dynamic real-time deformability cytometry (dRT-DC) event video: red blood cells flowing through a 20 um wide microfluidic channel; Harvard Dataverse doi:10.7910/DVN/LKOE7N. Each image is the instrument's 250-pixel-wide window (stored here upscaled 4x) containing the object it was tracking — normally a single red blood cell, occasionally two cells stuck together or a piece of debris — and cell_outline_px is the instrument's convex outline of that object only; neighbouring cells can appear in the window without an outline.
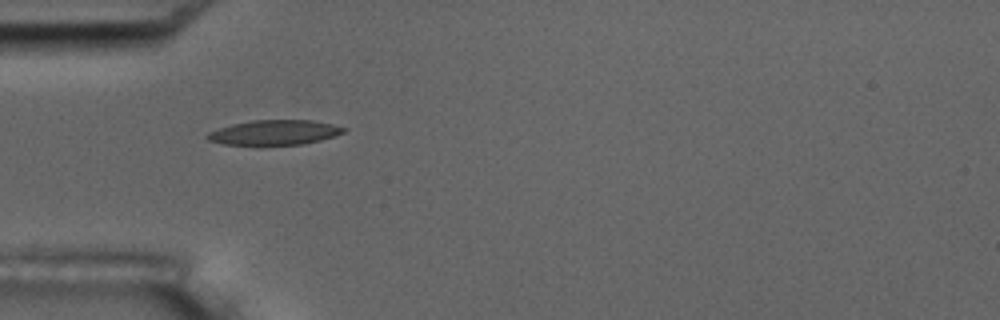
{"species": "common noctule bat (a hibernating species)", "species_latin": "Nyctalus noctula", "temperature_condition": "room temperature", "stored_images_in_passage": 2, "camera_frame_rate_fps": 3000, "um_per_image_px": 0.085, "animal": {"sex": "male", "body_mass_g": 17.5, "forearm_length_mm": 52.3}, "frame": {"image": 1, "passage_image": 1, "time_ms": 0.0, "image_size_px": [1000, 320], "cell_outline_px": [[348, 128], [344, 132], [336, 136], [320, 140], [300, 144], [224, 144], [208, 140], [204, 136], [208, 132], [232, 124], [252, 120], [312, 120], [332, 124]], "centroid_in_image_um": [23.35, 11.24], "position_along_channel_um": 61.7, "area_um2": 19.54}}